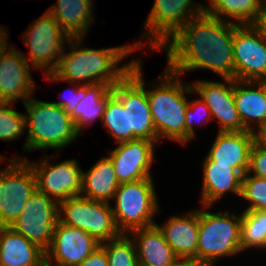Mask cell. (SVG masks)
Wrapping results in <instances>:
<instances>
[{"instance_id":"obj_40","label":"cell","mask_w":266,"mask_h":266,"mask_svg":"<svg viewBox=\"0 0 266 266\" xmlns=\"http://www.w3.org/2000/svg\"><path fill=\"white\" fill-rule=\"evenodd\" d=\"M8 34L7 31L5 30L1 35H0V59L3 57V55L6 53V51L10 48L8 46Z\"/></svg>"},{"instance_id":"obj_22","label":"cell","mask_w":266,"mask_h":266,"mask_svg":"<svg viewBox=\"0 0 266 266\" xmlns=\"http://www.w3.org/2000/svg\"><path fill=\"white\" fill-rule=\"evenodd\" d=\"M129 233L136 247L138 266H168L178 259L156 225Z\"/></svg>"},{"instance_id":"obj_15","label":"cell","mask_w":266,"mask_h":266,"mask_svg":"<svg viewBox=\"0 0 266 266\" xmlns=\"http://www.w3.org/2000/svg\"><path fill=\"white\" fill-rule=\"evenodd\" d=\"M99 246L89 233L58 221L52 244L45 252V266H78Z\"/></svg>"},{"instance_id":"obj_43","label":"cell","mask_w":266,"mask_h":266,"mask_svg":"<svg viewBox=\"0 0 266 266\" xmlns=\"http://www.w3.org/2000/svg\"><path fill=\"white\" fill-rule=\"evenodd\" d=\"M6 29H4V27L0 26V35L5 31Z\"/></svg>"},{"instance_id":"obj_23","label":"cell","mask_w":266,"mask_h":266,"mask_svg":"<svg viewBox=\"0 0 266 266\" xmlns=\"http://www.w3.org/2000/svg\"><path fill=\"white\" fill-rule=\"evenodd\" d=\"M233 97L246 130L253 132L266 122V95L257 81L233 79Z\"/></svg>"},{"instance_id":"obj_20","label":"cell","mask_w":266,"mask_h":266,"mask_svg":"<svg viewBox=\"0 0 266 266\" xmlns=\"http://www.w3.org/2000/svg\"><path fill=\"white\" fill-rule=\"evenodd\" d=\"M202 165L203 184L199 199L203 209H210L228 192L241 196L243 175L238 170L229 165L217 164L207 155Z\"/></svg>"},{"instance_id":"obj_1","label":"cell","mask_w":266,"mask_h":266,"mask_svg":"<svg viewBox=\"0 0 266 266\" xmlns=\"http://www.w3.org/2000/svg\"><path fill=\"white\" fill-rule=\"evenodd\" d=\"M235 25L207 11L194 16L160 49L167 51L165 66L180 76L194 69H207L222 79H235Z\"/></svg>"},{"instance_id":"obj_38","label":"cell","mask_w":266,"mask_h":266,"mask_svg":"<svg viewBox=\"0 0 266 266\" xmlns=\"http://www.w3.org/2000/svg\"><path fill=\"white\" fill-rule=\"evenodd\" d=\"M259 33L266 37V0L262 1L259 12L251 24Z\"/></svg>"},{"instance_id":"obj_2","label":"cell","mask_w":266,"mask_h":266,"mask_svg":"<svg viewBox=\"0 0 266 266\" xmlns=\"http://www.w3.org/2000/svg\"><path fill=\"white\" fill-rule=\"evenodd\" d=\"M82 42V37L69 39L66 47L69 48L68 53L64 49L55 71L44 75L49 82H69L82 85L107 84L113 87L130 72L132 66L139 59H131L125 65L119 66L123 59L138 50L134 43L90 49L83 48Z\"/></svg>"},{"instance_id":"obj_13","label":"cell","mask_w":266,"mask_h":266,"mask_svg":"<svg viewBox=\"0 0 266 266\" xmlns=\"http://www.w3.org/2000/svg\"><path fill=\"white\" fill-rule=\"evenodd\" d=\"M50 157L40 162L25 159L35 173L37 189L58 203L80 196L83 170L77 160L70 158L53 165Z\"/></svg>"},{"instance_id":"obj_44","label":"cell","mask_w":266,"mask_h":266,"mask_svg":"<svg viewBox=\"0 0 266 266\" xmlns=\"http://www.w3.org/2000/svg\"><path fill=\"white\" fill-rule=\"evenodd\" d=\"M4 159H5V157L0 154V164H1V162H3Z\"/></svg>"},{"instance_id":"obj_26","label":"cell","mask_w":266,"mask_h":266,"mask_svg":"<svg viewBox=\"0 0 266 266\" xmlns=\"http://www.w3.org/2000/svg\"><path fill=\"white\" fill-rule=\"evenodd\" d=\"M119 184L111 159L104 156L93 164L87 172H82L80 196L109 203Z\"/></svg>"},{"instance_id":"obj_12","label":"cell","mask_w":266,"mask_h":266,"mask_svg":"<svg viewBox=\"0 0 266 266\" xmlns=\"http://www.w3.org/2000/svg\"><path fill=\"white\" fill-rule=\"evenodd\" d=\"M58 221L59 203L36 189L10 228L46 252Z\"/></svg>"},{"instance_id":"obj_29","label":"cell","mask_w":266,"mask_h":266,"mask_svg":"<svg viewBox=\"0 0 266 266\" xmlns=\"http://www.w3.org/2000/svg\"><path fill=\"white\" fill-rule=\"evenodd\" d=\"M266 250V210L242 211L241 248Z\"/></svg>"},{"instance_id":"obj_32","label":"cell","mask_w":266,"mask_h":266,"mask_svg":"<svg viewBox=\"0 0 266 266\" xmlns=\"http://www.w3.org/2000/svg\"><path fill=\"white\" fill-rule=\"evenodd\" d=\"M14 103L0 102V139L13 141L25 134V115L11 106Z\"/></svg>"},{"instance_id":"obj_7","label":"cell","mask_w":266,"mask_h":266,"mask_svg":"<svg viewBox=\"0 0 266 266\" xmlns=\"http://www.w3.org/2000/svg\"><path fill=\"white\" fill-rule=\"evenodd\" d=\"M141 59L139 57L130 72L112 87V92L128 110V141L135 139L157 141V133L146 94L147 83L143 79Z\"/></svg>"},{"instance_id":"obj_39","label":"cell","mask_w":266,"mask_h":266,"mask_svg":"<svg viewBox=\"0 0 266 266\" xmlns=\"http://www.w3.org/2000/svg\"><path fill=\"white\" fill-rule=\"evenodd\" d=\"M253 137L256 145L266 148V122L253 131Z\"/></svg>"},{"instance_id":"obj_41","label":"cell","mask_w":266,"mask_h":266,"mask_svg":"<svg viewBox=\"0 0 266 266\" xmlns=\"http://www.w3.org/2000/svg\"><path fill=\"white\" fill-rule=\"evenodd\" d=\"M168 266H198L194 261L184 258H178Z\"/></svg>"},{"instance_id":"obj_37","label":"cell","mask_w":266,"mask_h":266,"mask_svg":"<svg viewBox=\"0 0 266 266\" xmlns=\"http://www.w3.org/2000/svg\"><path fill=\"white\" fill-rule=\"evenodd\" d=\"M78 266H109L108 258L104 248L100 245Z\"/></svg>"},{"instance_id":"obj_8","label":"cell","mask_w":266,"mask_h":266,"mask_svg":"<svg viewBox=\"0 0 266 266\" xmlns=\"http://www.w3.org/2000/svg\"><path fill=\"white\" fill-rule=\"evenodd\" d=\"M194 0H154L143 31L142 42L134 45L141 50L145 39L150 41V50H160L169 39L191 18L206 11V5ZM144 42V44H143Z\"/></svg>"},{"instance_id":"obj_17","label":"cell","mask_w":266,"mask_h":266,"mask_svg":"<svg viewBox=\"0 0 266 266\" xmlns=\"http://www.w3.org/2000/svg\"><path fill=\"white\" fill-rule=\"evenodd\" d=\"M157 141L135 139L118 143L113 150H109L118 182H135L144 178H152L150 168L154 162Z\"/></svg>"},{"instance_id":"obj_21","label":"cell","mask_w":266,"mask_h":266,"mask_svg":"<svg viewBox=\"0 0 266 266\" xmlns=\"http://www.w3.org/2000/svg\"><path fill=\"white\" fill-rule=\"evenodd\" d=\"M168 245L178 258L197 264V244L199 235V209L190 210L183 216H170L163 226L155 223Z\"/></svg>"},{"instance_id":"obj_42","label":"cell","mask_w":266,"mask_h":266,"mask_svg":"<svg viewBox=\"0 0 266 266\" xmlns=\"http://www.w3.org/2000/svg\"><path fill=\"white\" fill-rule=\"evenodd\" d=\"M260 86L263 88L264 92H265V95H266V76L265 77H262L261 79H259L257 81Z\"/></svg>"},{"instance_id":"obj_34","label":"cell","mask_w":266,"mask_h":266,"mask_svg":"<svg viewBox=\"0 0 266 266\" xmlns=\"http://www.w3.org/2000/svg\"><path fill=\"white\" fill-rule=\"evenodd\" d=\"M195 116L198 118L196 119ZM210 120H213L211 111L203 100L195 98L194 100L192 99L189 101L186 110L185 145H187L188 142L190 143V141L196 136L195 126L193 124H196L198 127L200 125L202 126V124L204 125V123H209Z\"/></svg>"},{"instance_id":"obj_5","label":"cell","mask_w":266,"mask_h":266,"mask_svg":"<svg viewBox=\"0 0 266 266\" xmlns=\"http://www.w3.org/2000/svg\"><path fill=\"white\" fill-rule=\"evenodd\" d=\"M242 253L241 214L199 209L197 265L215 266L223 257Z\"/></svg>"},{"instance_id":"obj_19","label":"cell","mask_w":266,"mask_h":266,"mask_svg":"<svg viewBox=\"0 0 266 266\" xmlns=\"http://www.w3.org/2000/svg\"><path fill=\"white\" fill-rule=\"evenodd\" d=\"M252 131H218L207 156L217 164L229 165L245 175L250 168Z\"/></svg>"},{"instance_id":"obj_10","label":"cell","mask_w":266,"mask_h":266,"mask_svg":"<svg viewBox=\"0 0 266 266\" xmlns=\"http://www.w3.org/2000/svg\"><path fill=\"white\" fill-rule=\"evenodd\" d=\"M70 38L46 10L25 31L22 39L29 48V58L23 56L29 64L31 61L34 70L43 69L44 75L53 73Z\"/></svg>"},{"instance_id":"obj_28","label":"cell","mask_w":266,"mask_h":266,"mask_svg":"<svg viewBox=\"0 0 266 266\" xmlns=\"http://www.w3.org/2000/svg\"><path fill=\"white\" fill-rule=\"evenodd\" d=\"M263 0H208L206 11L237 25H251Z\"/></svg>"},{"instance_id":"obj_30","label":"cell","mask_w":266,"mask_h":266,"mask_svg":"<svg viewBox=\"0 0 266 266\" xmlns=\"http://www.w3.org/2000/svg\"><path fill=\"white\" fill-rule=\"evenodd\" d=\"M101 124L117 144L128 141V110L112 91L107 95Z\"/></svg>"},{"instance_id":"obj_35","label":"cell","mask_w":266,"mask_h":266,"mask_svg":"<svg viewBox=\"0 0 266 266\" xmlns=\"http://www.w3.org/2000/svg\"><path fill=\"white\" fill-rule=\"evenodd\" d=\"M253 172V174H251ZM247 173L266 179V148L256 145L251 148L250 168Z\"/></svg>"},{"instance_id":"obj_3","label":"cell","mask_w":266,"mask_h":266,"mask_svg":"<svg viewBox=\"0 0 266 266\" xmlns=\"http://www.w3.org/2000/svg\"><path fill=\"white\" fill-rule=\"evenodd\" d=\"M180 75L165 67L157 83L146 88L150 113L157 133V142L167 138L185 145L187 94H194L191 84H185ZM152 88V89H151Z\"/></svg>"},{"instance_id":"obj_11","label":"cell","mask_w":266,"mask_h":266,"mask_svg":"<svg viewBox=\"0 0 266 266\" xmlns=\"http://www.w3.org/2000/svg\"><path fill=\"white\" fill-rule=\"evenodd\" d=\"M36 189V176L29 163L12 156L7 167L0 169V227H10L19 218Z\"/></svg>"},{"instance_id":"obj_24","label":"cell","mask_w":266,"mask_h":266,"mask_svg":"<svg viewBox=\"0 0 266 266\" xmlns=\"http://www.w3.org/2000/svg\"><path fill=\"white\" fill-rule=\"evenodd\" d=\"M0 266H45V252L10 227H0Z\"/></svg>"},{"instance_id":"obj_36","label":"cell","mask_w":266,"mask_h":266,"mask_svg":"<svg viewBox=\"0 0 266 266\" xmlns=\"http://www.w3.org/2000/svg\"><path fill=\"white\" fill-rule=\"evenodd\" d=\"M71 90L69 88V92H62L65 93L63 96L65 99H61V101L53 102L55 105L60 106L65 109V111L69 114H71L75 107L79 104L81 100L85 97V85L72 83ZM76 85V86H75ZM67 93V94H66ZM66 96V97H65Z\"/></svg>"},{"instance_id":"obj_33","label":"cell","mask_w":266,"mask_h":266,"mask_svg":"<svg viewBox=\"0 0 266 266\" xmlns=\"http://www.w3.org/2000/svg\"><path fill=\"white\" fill-rule=\"evenodd\" d=\"M240 197L250 202L244 211L266 210V179L243 175Z\"/></svg>"},{"instance_id":"obj_6","label":"cell","mask_w":266,"mask_h":266,"mask_svg":"<svg viewBox=\"0 0 266 266\" xmlns=\"http://www.w3.org/2000/svg\"><path fill=\"white\" fill-rule=\"evenodd\" d=\"M153 178L121 183L111 205L115 224L121 233L129 234L137 228L155 225V215L160 209Z\"/></svg>"},{"instance_id":"obj_4","label":"cell","mask_w":266,"mask_h":266,"mask_svg":"<svg viewBox=\"0 0 266 266\" xmlns=\"http://www.w3.org/2000/svg\"><path fill=\"white\" fill-rule=\"evenodd\" d=\"M27 114L25 125L28 128L23 150H61L77 141L81 136L69 113L53 102L40 101L30 97L24 103Z\"/></svg>"},{"instance_id":"obj_16","label":"cell","mask_w":266,"mask_h":266,"mask_svg":"<svg viewBox=\"0 0 266 266\" xmlns=\"http://www.w3.org/2000/svg\"><path fill=\"white\" fill-rule=\"evenodd\" d=\"M224 82L196 80L191 84L194 95H199L210 109L213 120L219 124L218 131H245L233 97V79Z\"/></svg>"},{"instance_id":"obj_9","label":"cell","mask_w":266,"mask_h":266,"mask_svg":"<svg viewBox=\"0 0 266 266\" xmlns=\"http://www.w3.org/2000/svg\"><path fill=\"white\" fill-rule=\"evenodd\" d=\"M59 221L89 233L100 244L121 234L115 224L110 202L82 196L68 198L59 203Z\"/></svg>"},{"instance_id":"obj_18","label":"cell","mask_w":266,"mask_h":266,"mask_svg":"<svg viewBox=\"0 0 266 266\" xmlns=\"http://www.w3.org/2000/svg\"><path fill=\"white\" fill-rule=\"evenodd\" d=\"M30 68L23 52L10 46L0 59V102L13 103L21 99L24 104L32 97L36 84Z\"/></svg>"},{"instance_id":"obj_14","label":"cell","mask_w":266,"mask_h":266,"mask_svg":"<svg viewBox=\"0 0 266 266\" xmlns=\"http://www.w3.org/2000/svg\"><path fill=\"white\" fill-rule=\"evenodd\" d=\"M235 80L258 81L266 76V37L252 25H235Z\"/></svg>"},{"instance_id":"obj_27","label":"cell","mask_w":266,"mask_h":266,"mask_svg":"<svg viewBox=\"0 0 266 266\" xmlns=\"http://www.w3.org/2000/svg\"><path fill=\"white\" fill-rule=\"evenodd\" d=\"M111 91L112 87L107 84L85 85V97L70 114L80 135L84 128L89 124L93 125L94 121L100 119L102 122L107 95Z\"/></svg>"},{"instance_id":"obj_31","label":"cell","mask_w":266,"mask_h":266,"mask_svg":"<svg viewBox=\"0 0 266 266\" xmlns=\"http://www.w3.org/2000/svg\"><path fill=\"white\" fill-rule=\"evenodd\" d=\"M128 235L121 233L117 238L100 244L106 252L109 266H138L136 247Z\"/></svg>"},{"instance_id":"obj_25","label":"cell","mask_w":266,"mask_h":266,"mask_svg":"<svg viewBox=\"0 0 266 266\" xmlns=\"http://www.w3.org/2000/svg\"><path fill=\"white\" fill-rule=\"evenodd\" d=\"M93 6L92 0H57L47 11L71 38H85L95 21Z\"/></svg>"}]
</instances>
